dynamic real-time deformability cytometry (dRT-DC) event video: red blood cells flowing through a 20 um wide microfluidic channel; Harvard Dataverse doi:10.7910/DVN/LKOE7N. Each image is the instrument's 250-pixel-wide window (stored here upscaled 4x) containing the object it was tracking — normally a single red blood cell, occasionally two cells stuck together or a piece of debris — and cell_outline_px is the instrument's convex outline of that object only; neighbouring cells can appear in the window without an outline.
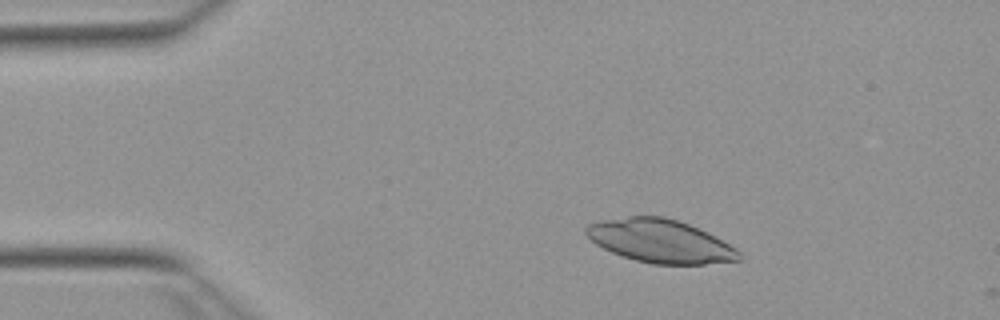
{"species": "Egyptian fruit bat (a non-hibernating species)", "species_latin": "Rousettus aegyptiacus", "temperature_condition": "warm", "stored_images_in_passage": 8, "camera_frame_rate_fps": 3000, "um_per_image_px": 0.085, "animal": {"sex": "female"}, "frame": {"image": 1, "passage_image": 7, "time_ms": 2.0, "image_size_px": [1000, 320], "cell_outline_px": [[740, 260], [704, 264], [652, 264], [636, 260], [612, 252], [596, 244], [584, 232], [584, 228], [588, 224], [600, 220], [628, 216], [664, 216], [688, 224], [708, 232], [736, 248], [740, 252]], "centroid_in_image_um": [56.11, 20.48], "position_along_channel_um": 28.9, "area_um2": 38.38}}